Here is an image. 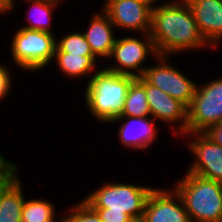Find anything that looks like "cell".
<instances>
[{
    "label": "cell",
    "mask_w": 222,
    "mask_h": 222,
    "mask_svg": "<svg viewBox=\"0 0 222 222\" xmlns=\"http://www.w3.org/2000/svg\"><path fill=\"white\" fill-rule=\"evenodd\" d=\"M150 37L158 55L174 57L187 51L213 49L200 33L188 3L177 0L153 7ZM197 50V51H196Z\"/></svg>",
    "instance_id": "6da1fadb"
},
{
    "label": "cell",
    "mask_w": 222,
    "mask_h": 222,
    "mask_svg": "<svg viewBox=\"0 0 222 222\" xmlns=\"http://www.w3.org/2000/svg\"><path fill=\"white\" fill-rule=\"evenodd\" d=\"M135 77L121 75L102 68L85 85L82 96L89 114L107 124L120 116L128 88Z\"/></svg>",
    "instance_id": "7a4b0ae2"
},
{
    "label": "cell",
    "mask_w": 222,
    "mask_h": 222,
    "mask_svg": "<svg viewBox=\"0 0 222 222\" xmlns=\"http://www.w3.org/2000/svg\"><path fill=\"white\" fill-rule=\"evenodd\" d=\"M173 185L191 222H222V183L186 171Z\"/></svg>",
    "instance_id": "3957f363"
},
{
    "label": "cell",
    "mask_w": 222,
    "mask_h": 222,
    "mask_svg": "<svg viewBox=\"0 0 222 222\" xmlns=\"http://www.w3.org/2000/svg\"><path fill=\"white\" fill-rule=\"evenodd\" d=\"M12 35L9 52L14 67L34 73L52 64L56 34L19 27Z\"/></svg>",
    "instance_id": "277c9868"
},
{
    "label": "cell",
    "mask_w": 222,
    "mask_h": 222,
    "mask_svg": "<svg viewBox=\"0 0 222 222\" xmlns=\"http://www.w3.org/2000/svg\"><path fill=\"white\" fill-rule=\"evenodd\" d=\"M155 186L104 181L89 191L84 199L91 208H108V212H125L130 217L143 214L147 199Z\"/></svg>",
    "instance_id": "5b68a950"
},
{
    "label": "cell",
    "mask_w": 222,
    "mask_h": 222,
    "mask_svg": "<svg viewBox=\"0 0 222 222\" xmlns=\"http://www.w3.org/2000/svg\"><path fill=\"white\" fill-rule=\"evenodd\" d=\"M128 35L126 37L117 35L112 52L107 59L111 62L106 66L103 63V67L117 74L142 77L146 67L149 66L146 64L147 59L151 60L149 56L155 58L158 54L149 33L139 34L140 36Z\"/></svg>",
    "instance_id": "8992f818"
},
{
    "label": "cell",
    "mask_w": 222,
    "mask_h": 222,
    "mask_svg": "<svg viewBox=\"0 0 222 222\" xmlns=\"http://www.w3.org/2000/svg\"><path fill=\"white\" fill-rule=\"evenodd\" d=\"M221 76L204 84L197 83L194 97L187 107V132H205L222 121Z\"/></svg>",
    "instance_id": "52a82bcc"
},
{
    "label": "cell",
    "mask_w": 222,
    "mask_h": 222,
    "mask_svg": "<svg viewBox=\"0 0 222 222\" xmlns=\"http://www.w3.org/2000/svg\"><path fill=\"white\" fill-rule=\"evenodd\" d=\"M170 59L172 58L167 55L156 56L154 58L156 64L147 66L142 77L149 84L188 107L194 97L197 82L174 66L175 64H172L173 61H169Z\"/></svg>",
    "instance_id": "ba28073f"
},
{
    "label": "cell",
    "mask_w": 222,
    "mask_h": 222,
    "mask_svg": "<svg viewBox=\"0 0 222 222\" xmlns=\"http://www.w3.org/2000/svg\"><path fill=\"white\" fill-rule=\"evenodd\" d=\"M182 136L186 137L184 142L193 153V161L186 171L222 183V146L204 132H187Z\"/></svg>",
    "instance_id": "9c48e42d"
},
{
    "label": "cell",
    "mask_w": 222,
    "mask_h": 222,
    "mask_svg": "<svg viewBox=\"0 0 222 222\" xmlns=\"http://www.w3.org/2000/svg\"><path fill=\"white\" fill-rule=\"evenodd\" d=\"M101 9L109 16L116 30L127 33H149L152 7L141 0H104Z\"/></svg>",
    "instance_id": "30bf717a"
},
{
    "label": "cell",
    "mask_w": 222,
    "mask_h": 222,
    "mask_svg": "<svg viewBox=\"0 0 222 222\" xmlns=\"http://www.w3.org/2000/svg\"><path fill=\"white\" fill-rule=\"evenodd\" d=\"M144 88L151 117L157 122L170 126V134L177 138L187 133V106L149 84L145 79Z\"/></svg>",
    "instance_id": "8fae6325"
},
{
    "label": "cell",
    "mask_w": 222,
    "mask_h": 222,
    "mask_svg": "<svg viewBox=\"0 0 222 222\" xmlns=\"http://www.w3.org/2000/svg\"><path fill=\"white\" fill-rule=\"evenodd\" d=\"M117 138L118 143L124 149L147 150L155 141L159 144L158 138L159 128L151 116L148 117H131V116H118L110 120L107 124H117Z\"/></svg>",
    "instance_id": "7c38bea8"
},
{
    "label": "cell",
    "mask_w": 222,
    "mask_h": 222,
    "mask_svg": "<svg viewBox=\"0 0 222 222\" xmlns=\"http://www.w3.org/2000/svg\"><path fill=\"white\" fill-rule=\"evenodd\" d=\"M143 214L146 222H191L182 198L173 187L156 186L147 199Z\"/></svg>",
    "instance_id": "4fadbf2b"
},
{
    "label": "cell",
    "mask_w": 222,
    "mask_h": 222,
    "mask_svg": "<svg viewBox=\"0 0 222 222\" xmlns=\"http://www.w3.org/2000/svg\"><path fill=\"white\" fill-rule=\"evenodd\" d=\"M188 4L203 38L217 50L222 44V0H191Z\"/></svg>",
    "instance_id": "5bb4252c"
},
{
    "label": "cell",
    "mask_w": 222,
    "mask_h": 222,
    "mask_svg": "<svg viewBox=\"0 0 222 222\" xmlns=\"http://www.w3.org/2000/svg\"><path fill=\"white\" fill-rule=\"evenodd\" d=\"M91 14L87 28L82 30L90 46L93 55L99 60L107 62L112 48L117 39L116 28L111 22L109 16L102 10Z\"/></svg>",
    "instance_id": "9a60e30c"
},
{
    "label": "cell",
    "mask_w": 222,
    "mask_h": 222,
    "mask_svg": "<svg viewBox=\"0 0 222 222\" xmlns=\"http://www.w3.org/2000/svg\"><path fill=\"white\" fill-rule=\"evenodd\" d=\"M54 61L56 62L55 65H57L58 70L63 73L62 75L69 78L70 80H79L80 78H83V76H87V81L85 84H87L91 77L102 68L98 64L99 60L95 56H80L70 53H54L53 62Z\"/></svg>",
    "instance_id": "2e32d148"
},
{
    "label": "cell",
    "mask_w": 222,
    "mask_h": 222,
    "mask_svg": "<svg viewBox=\"0 0 222 222\" xmlns=\"http://www.w3.org/2000/svg\"><path fill=\"white\" fill-rule=\"evenodd\" d=\"M29 6L26 11L27 24L20 26L31 30H40L53 33L52 19L57 7L63 4L65 0H22ZM62 1V2H61ZM62 3V4H61Z\"/></svg>",
    "instance_id": "e0dca14e"
},
{
    "label": "cell",
    "mask_w": 222,
    "mask_h": 222,
    "mask_svg": "<svg viewBox=\"0 0 222 222\" xmlns=\"http://www.w3.org/2000/svg\"><path fill=\"white\" fill-rule=\"evenodd\" d=\"M23 186L18 176L0 194V222H22L21 214L26 198Z\"/></svg>",
    "instance_id": "ac0fdd59"
},
{
    "label": "cell",
    "mask_w": 222,
    "mask_h": 222,
    "mask_svg": "<svg viewBox=\"0 0 222 222\" xmlns=\"http://www.w3.org/2000/svg\"><path fill=\"white\" fill-rule=\"evenodd\" d=\"M120 116L148 117L151 116L144 88V78H135L127 91L124 108Z\"/></svg>",
    "instance_id": "d6986e66"
},
{
    "label": "cell",
    "mask_w": 222,
    "mask_h": 222,
    "mask_svg": "<svg viewBox=\"0 0 222 222\" xmlns=\"http://www.w3.org/2000/svg\"><path fill=\"white\" fill-rule=\"evenodd\" d=\"M56 205L44 198H25L22 208L21 221L22 222H58L62 218L56 217ZM57 213V214H56Z\"/></svg>",
    "instance_id": "ffe728a7"
},
{
    "label": "cell",
    "mask_w": 222,
    "mask_h": 222,
    "mask_svg": "<svg viewBox=\"0 0 222 222\" xmlns=\"http://www.w3.org/2000/svg\"><path fill=\"white\" fill-rule=\"evenodd\" d=\"M55 53H70L80 56H94L82 30L67 32L56 38Z\"/></svg>",
    "instance_id": "44dd1931"
},
{
    "label": "cell",
    "mask_w": 222,
    "mask_h": 222,
    "mask_svg": "<svg viewBox=\"0 0 222 222\" xmlns=\"http://www.w3.org/2000/svg\"><path fill=\"white\" fill-rule=\"evenodd\" d=\"M70 206H68L70 209H67L68 214L64 215L63 213L67 222H104L97 212L83 200L75 202Z\"/></svg>",
    "instance_id": "7402d4cb"
},
{
    "label": "cell",
    "mask_w": 222,
    "mask_h": 222,
    "mask_svg": "<svg viewBox=\"0 0 222 222\" xmlns=\"http://www.w3.org/2000/svg\"><path fill=\"white\" fill-rule=\"evenodd\" d=\"M0 63V102L6 99L8 95L11 93V89H13L14 84L12 81L13 77L11 76V71H9V67Z\"/></svg>",
    "instance_id": "603a6c76"
},
{
    "label": "cell",
    "mask_w": 222,
    "mask_h": 222,
    "mask_svg": "<svg viewBox=\"0 0 222 222\" xmlns=\"http://www.w3.org/2000/svg\"><path fill=\"white\" fill-rule=\"evenodd\" d=\"M104 222H128L129 215L125 212H108V208H92Z\"/></svg>",
    "instance_id": "cb8c5ba5"
},
{
    "label": "cell",
    "mask_w": 222,
    "mask_h": 222,
    "mask_svg": "<svg viewBox=\"0 0 222 222\" xmlns=\"http://www.w3.org/2000/svg\"><path fill=\"white\" fill-rule=\"evenodd\" d=\"M204 133L217 145L222 146V121L210 126Z\"/></svg>",
    "instance_id": "d4e9b609"
},
{
    "label": "cell",
    "mask_w": 222,
    "mask_h": 222,
    "mask_svg": "<svg viewBox=\"0 0 222 222\" xmlns=\"http://www.w3.org/2000/svg\"><path fill=\"white\" fill-rule=\"evenodd\" d=\"M19 172H0V194L18 177Z\"/></svg>",
    "instance_id": "484cf974"
},
{
    "label": "cell",
    "mask_w": 222,
    "mask_h": 222,
    "mask_svg": "<svg viewBox=\"0 0 222 222\" xmlns=\"http://www.w3.org/2000/svg\"><path fill=\"white\" fill-rule=\"evenodd\" d=\"M18 166L14 161L8 160V158L4 157L3 154L0 153V172H19Z\"/></svg>",
    "instance_id": "4316f807"
},
{
    "label": "cell",
    "mask_w": 222,
    "mask_h": 222,
    "mask_svg": "<svg viewBox=\"0 0 222 222\" xmlns=\"http://www.w3.org/2000/svg\"><path fill=\"white\" fill-rule=\"evenodd\" d=\"M13 4L9 0H0V15L5 16L12 12Z\"/></svg>",
    "instance_id": "83f0119b"
},
{
    "label": "cell",
    "mask_w": 222,
    "mask_h": 222,
    "mask_svg": "<svg viewBox=\"0 0 222 222\" xmlns=\"http://www.w3.org/2000/svg\"><path fill=\"white\" fill-rule=\"evenodd\" d=\"M128 222H146V217L144 214L131 216L129 217Z\"/></svg>",
    "instance_id": "f1b7e54d"
},
{
    "label": "cell",
    "mask_w": 222,
    "mask_h": 222,
    "mask_svg": "<svg viewBox=\"0 0 222 222\" xmlns=\"http://www.w3.org/2000/svg\"><path fill=\"white\" fill-rule=\"evenodd\" d=\"M141 1L147 3L152 8L156 7L157 5H159V3L162 4V3L167 2L166 0H164V2H162V0L161 1L160 0H141ZM158 1H159V3H157Z\"/></svg>",
    "instance_id": "f546056e"
},
{
    "label": "cell",
    "mask_w": 222,
    "mask_h": 222,
    "mask_svg": "<svg viewBox=\"0 0 222 222\" xmlns=\"http://www.w3.org/2000/svg\"><path fill=\"white\" fill-rule=\"evenodd\" d=\"M9 1L13 4V8H12V12H13L14 10H16V6H17L15 3L16 0H9Z\"/></svg>",
    "instance_id": "4dcf8cb0"
},
{
    "label": "cell",
    "mask_w": 222,
    "mask_h": 222,
    "mask_svg": "<svg viewBox=\"0 0 222 222\" xmlns=\"http://www.w3.org/2000/svg\"><path fill=\"white\" fill-rule=\"evenodd\" d=\"M177 1H181V2H186V3H188V2L191 1V0H177Z\"/></svg>",
    "instance_id": "1f68e13d"
},
{
    "label": "cell",
    "mask_w": 222,
    "mask_h": 222,
    "mask_svg": "<svg viewBox=\"0 0 222 222\" xmlns=\"http://www.w3.org/2000/svg\"><path fill=\"white\" fill-rule=\"evenodd\" d=\"M58 222H64V216Z\"/></svg>",
    "instance_id": "d6a6232c"
}]
</instances>
